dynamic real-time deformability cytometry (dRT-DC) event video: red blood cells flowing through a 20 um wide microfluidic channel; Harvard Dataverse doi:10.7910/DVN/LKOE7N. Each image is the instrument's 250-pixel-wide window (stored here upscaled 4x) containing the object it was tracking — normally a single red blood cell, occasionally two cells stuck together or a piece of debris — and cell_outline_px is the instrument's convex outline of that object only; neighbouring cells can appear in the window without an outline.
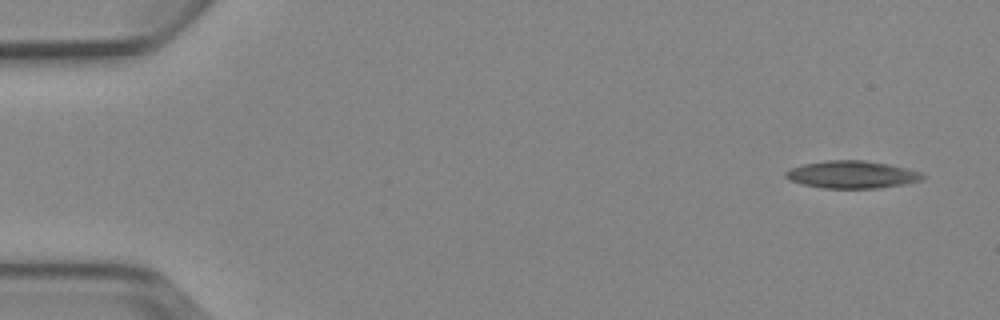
{"species": "Egyptian fruit bat (a non-hibernating species)", "species_latin": "Rousettus aegyptiacus", "temperature_condition": "cold", "stored_images_in_passage": 4, "camera_frame_rate_fps": 3000, "um_per_image_px": 0.085, "animal": {"sex": "female"}, "frame": {"image": 1, "passage_image": 1, "time_ms": 0.0, "image_size_px": [1000, 320], "cell_outline_px": [[924, 180], [904, 184], [876, 188], [824, 188], [804, 184], [792, 180], [784, 176], [784, 172], [792, 168], [804, 164], [828, 160], [864, 160], [888, 164], [924, 172]], "centroid_in_image_um": [72.47, 14.83], "position_along_channel_um": 12.5, "area_um2": 21.79}}
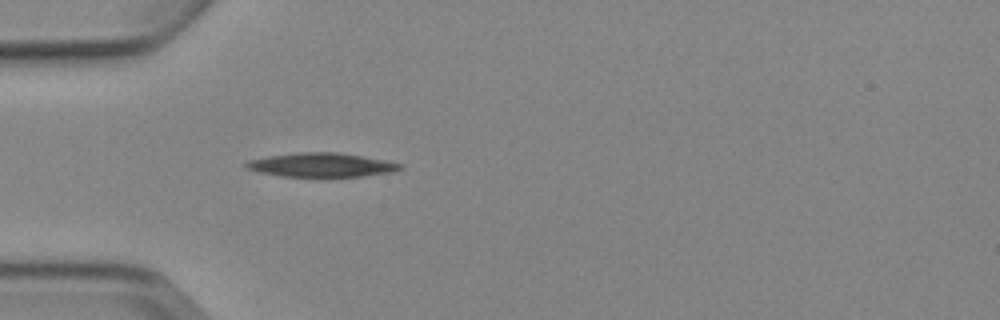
{"frame": {"image": 2, "passage_image": 4, "time_ms": 4.333, "image_size_px": [1000, 320], "cell_outline_px": [[404, 168], [396, 172], [364, 176], [280, 176], [260, 172], [244, 168], [244, 164], [248, 160], [268, 156], [296, 152], [336, 152], [384, 160], [404, 164]], "centroid_in_image_um": [27.34, 14.02], "position_along_channel_um": 57.7, "area_um2": 21.56}}